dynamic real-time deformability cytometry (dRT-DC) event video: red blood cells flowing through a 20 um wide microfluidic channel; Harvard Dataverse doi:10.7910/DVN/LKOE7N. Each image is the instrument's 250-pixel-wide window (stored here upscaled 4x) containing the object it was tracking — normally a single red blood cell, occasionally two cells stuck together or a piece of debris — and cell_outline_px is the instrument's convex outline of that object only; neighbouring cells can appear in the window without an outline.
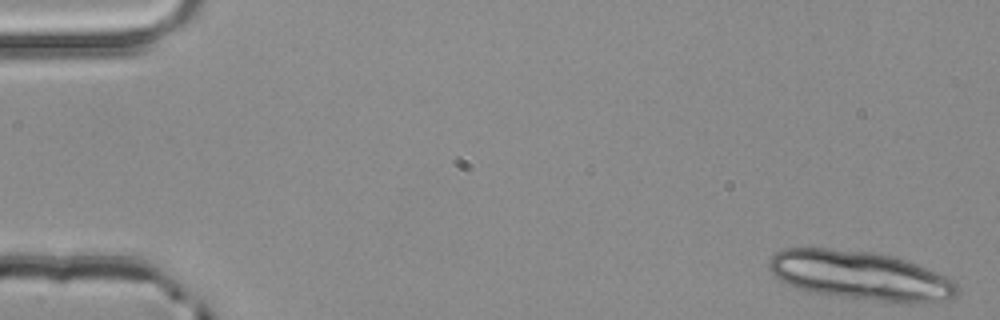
{"species": "common noctule bat (a hibernating species)", "species_latin": "Nyctalus noctula", "temperature_condition": "room temperature", "stored_images_in_passage": 4, "camera_frame_rate_fps": 3000, "um_per_image_px": 0.085, "animal": {"sex": "male", "body_mass_g": 20.4}, "frame": {"image": 1, "passage_image": 1, "time_ms": 0.0, "image_size_px": [1000, 320], "cell_outline_px": [[960, 292], [956, 296], [948, 300], [880, 300], [840, 296], [812, 292], [788, 284], [780, 280], [768, 268], [768, 260], [776, 252], [784, 248], [828, 248], [872, 252], [892, 256], [948, 276], [960, 288]], "centroid_in_image_um": [73.08, 23.38], "position_along_channel_um": 11.9, "area_um2": 52.37}}